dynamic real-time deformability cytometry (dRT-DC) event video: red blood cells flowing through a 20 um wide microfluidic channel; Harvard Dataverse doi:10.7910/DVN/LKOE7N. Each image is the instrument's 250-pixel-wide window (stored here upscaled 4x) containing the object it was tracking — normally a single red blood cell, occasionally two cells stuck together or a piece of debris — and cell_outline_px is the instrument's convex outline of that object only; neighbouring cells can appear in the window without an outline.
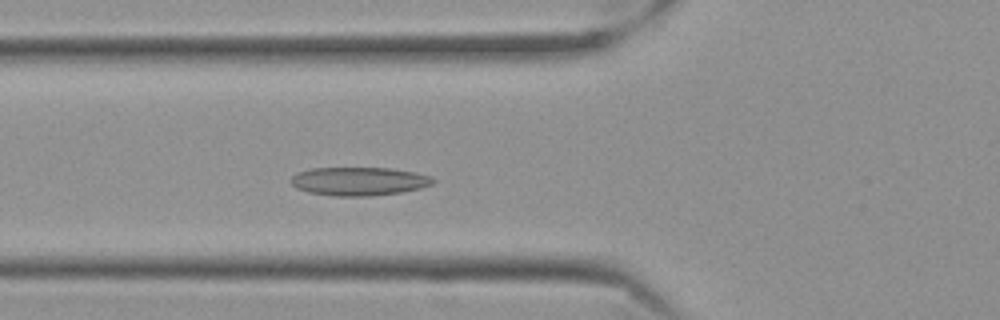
{"species": "Egyptian fruit bat (a non-hibernating species)", "species_latin": "Rousettus aegyptiacus", "temperature_condition": "cold", "stored_images_in_passage": 55, "camera_frame_rate_fps": 3000, "um_per_image_px": 0.085, "frame": {"image": 1, "passage_image": 18, "time_ms": 5.667, "image_size_px": [1000, 320], "cell_outline_px": [[436, 180], [432, 184], [420, 188], [400, 192], [368, 196], [332, 196], [308, 192], [296, 188], [292, 184], [292, 176], [296, 172], [312, 168], [388, 168], [416, 172], [432, 176]], "centroid_in_image_um": [30.51, 15.4], "position_along_channel_um": 95.3, "area_um2": 23.58}}
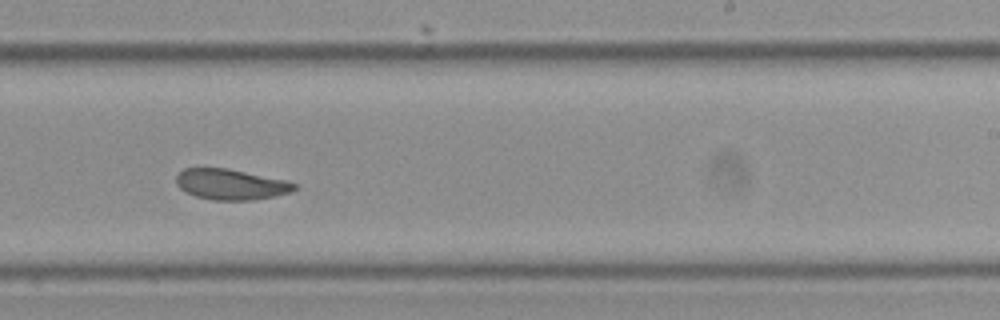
{"frame": {"image": 2, "passage_image": 33, "time_ms": 10.667, "image_size_px": [1000, 320], "cell_outline_px": [[296, 188], [288, 192], [272, 196], [252, 200], [212, 200], [196, 196], [180, 188], [176, 184], [176, 176], [184, 168], [228, 168], [288, 180], [296, 184]], "centroid_in_image_um": [19.61, 15.66], "position_along_channel_um": 269.4, "area_um2": 20.98}}
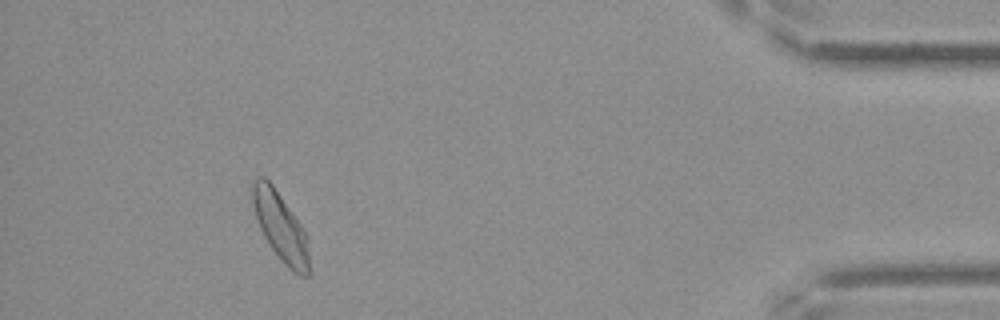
{"frame": {"image": 3, "passage_image": 50, "time_ms": 16.333, "image_size_px": [1000, 320], "cell_outline_px": [[308, 276], [300, 276], [292, 272], [284, 264], [268, 244], [260, 228], [252, 204], [252, 184], [260, 176], [264, 176], [272, 184], [304, 228], [308, 252]], "centroid_in_image_um": [23.83, 19.28], "position_along_channel_um": 411.4, "area_um2": 22.31}, "authors_computed_cell_mechanics": {"area_um2": 22.7154, "velocity_mm_per_s": 3.4705, "shape_relaxation_time_tau1_ms": null, "shape_relaxation_time_tau2_ms": 2.9426, "deformation_change_tau1": null, "deformation_change_tau2": 0.0539}}